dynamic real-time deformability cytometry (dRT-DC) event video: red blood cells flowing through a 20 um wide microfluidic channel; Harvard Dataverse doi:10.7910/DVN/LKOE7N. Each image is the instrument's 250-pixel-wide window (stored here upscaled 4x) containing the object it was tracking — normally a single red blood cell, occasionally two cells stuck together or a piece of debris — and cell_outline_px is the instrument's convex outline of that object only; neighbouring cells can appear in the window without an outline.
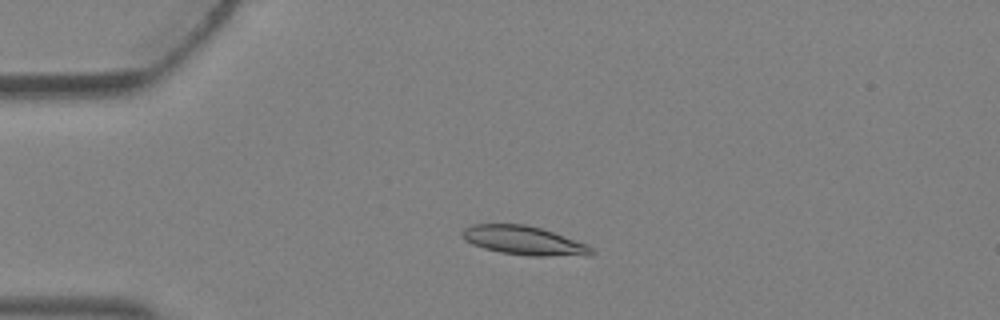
{"species": "Egyptian fruit bat (a non-hibernating species)", "species_latin": "Rousettus aegyptiacus", "temperature_condition": "warm", "stored_images_in_passage": 2, "camera_frame_rate_fps": 3000, "um_per_image_px": 0.085, "animal": {"sex": "female"}, "frame": {"image": 1, "passage_image": 1, "time_ms": 0.0, "image_size_px": [1000, 320], "cell_outline_px": [[596, 252], [592, 256], [532, 256], [500, 252], [484, 248], [472, 244], [464, 240], [460, 232], [464, 228], [472, 224], [524, 224], [540, 228], [588, 244]], "centroid_in_image_um": [44.56, 20.45], "position_along_channel_um": 40.4, "area_um2": 21.91}}
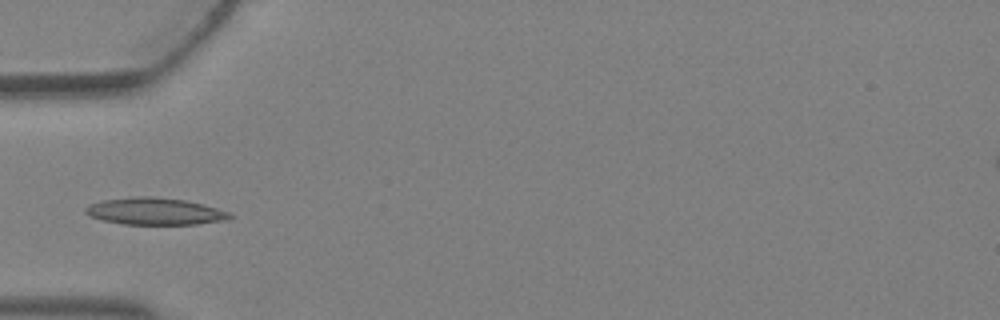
{"frame": {"image": 2, "passage_image": 2, "time_ms": 0.333, "image_size_px": [1000, 320], "cell_outline_px": [[232, 216], [228, 220], [196, 224], [124, 224], [104, 220], [88, 216], [84, 212], [84, 208], [88, 204], [104, 200], [132, 196], [152, 196], [184, 200], [204, 204], [228, 212]], "centroid_in_image_um": [13.13, 17.95], "position_along_channel_um": 71.9, "area_um2": 22.72}}